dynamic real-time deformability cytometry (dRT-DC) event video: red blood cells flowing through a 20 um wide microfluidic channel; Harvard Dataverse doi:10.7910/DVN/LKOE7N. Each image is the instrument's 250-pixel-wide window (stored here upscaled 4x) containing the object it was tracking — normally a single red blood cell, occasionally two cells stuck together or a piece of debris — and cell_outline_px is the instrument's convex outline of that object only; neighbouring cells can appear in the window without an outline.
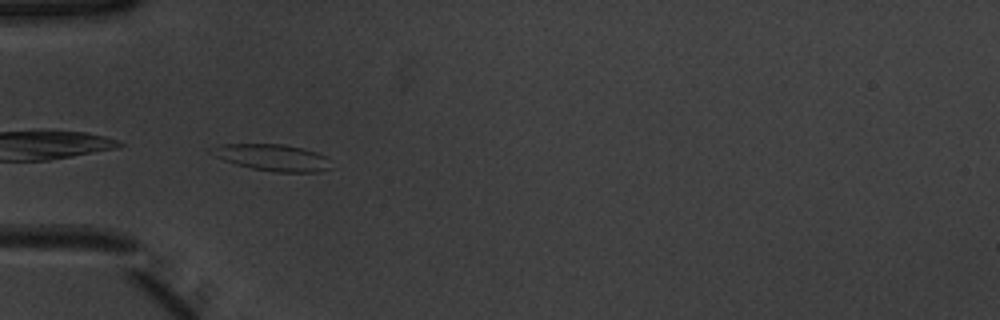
{"species": "common noctule bat (a hibernating species)", "species_latin": "Nyctalus noctula", "temperature_condition": "warm", "stored_images_in_passage": 34, "camera_frame_rate_fps": 3000, "um_per_image_px": 0.085, "animal": {"sex": "male", "body_mass_g": 20.1, "forearm_length_mm": 53.5}, "frame": {"image": 1, "passage_image": 1, "time_ms": 0.0, "image_size_px": [1000, 320], "cell_outline_px": [[332, 168], [320, 172], [276, 172], [252, 168], [236, 164], [224, 160], [208, 152], [208, 148], [220, 144], [284, 144], [304, 148], [316, 152], [324, 156]], "centroid_in_image_um": [23.13, 13.38], "position_along_channel_um": 61.9, "area_um2": 18.55}, "authors_computed_cell_mechanics": {"area_um2": 17.5423, "velocity_mm_per_s": 3.9153, "shape_relaxation_time_tau1_ms": 2.2387, "shape_relaxation_time_tau2_ms": 2.8713, "deformation_change_tau1": 0.1018, "deformation_change_tau2": 0.0957}}